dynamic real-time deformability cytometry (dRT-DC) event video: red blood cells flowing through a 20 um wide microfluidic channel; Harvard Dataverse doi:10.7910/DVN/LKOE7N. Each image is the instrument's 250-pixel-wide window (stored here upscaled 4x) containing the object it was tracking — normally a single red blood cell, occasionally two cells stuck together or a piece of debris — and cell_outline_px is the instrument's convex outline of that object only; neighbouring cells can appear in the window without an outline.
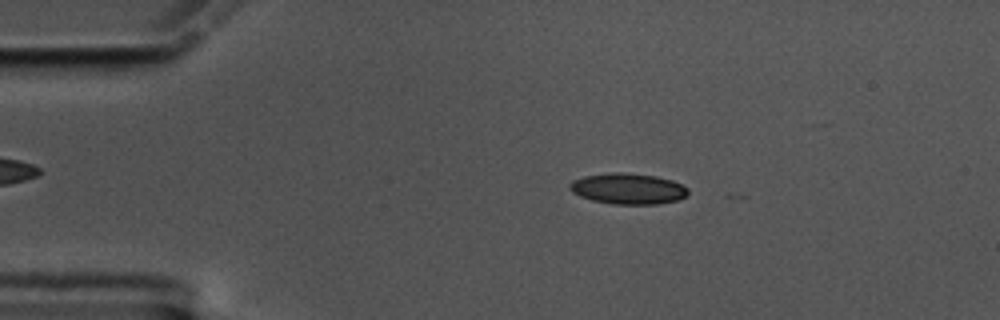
{"species": "common noctule bat (a hibernating species)", "species_latin": "Nyctalus noctula", "temperature_condition": "cold", "stored_images_in_passage": 24, "camera_frame_rate_fps": 3000, "um_per_image_px": 0.085, "animal": {"sex": "male", "body_mass_g": 17.5, "forearm_length_mm": 52.3}, "frame": {"image": 1, "passage_image": 11, "time_ms": 3.333, "image_size_px": [1000, 320], "cell_outline_px": [[688, 192], [684, 196], [676, 200], [656, 204], [612, 204], [592, 200], [580, 196], [572, 192], [568, 188], [568, 184], [572, 180], [584, 176], [612, 172], [624, 172], [656, 176], [672, 180], [688, 188]], "centroid_in_image_um": [53.33, 16.03], "position_along_channel_um": 31.7, "area_um2": 21.27}}
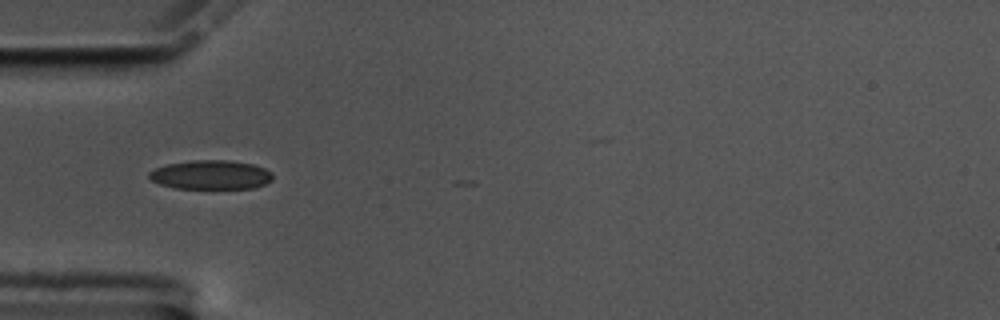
{"frame": {"image": 2, "passage_image": 18, "time_ms": 5.667, "image_size_px": [1000, 320], "cell_outline_px": [[272, 180], [264, 184], [252, 188], [172, 188], [160, 184], [152, 180], [148, 176], [148, 172], [156, 168], [168, 164], [192, 160], [228, 160], [252, 164], [264, 168], [272, 172]], "centroid_in_image_um": [17.91, 14.85], "position_along_channel_um": 67.1, "area_um2": 20.87}}